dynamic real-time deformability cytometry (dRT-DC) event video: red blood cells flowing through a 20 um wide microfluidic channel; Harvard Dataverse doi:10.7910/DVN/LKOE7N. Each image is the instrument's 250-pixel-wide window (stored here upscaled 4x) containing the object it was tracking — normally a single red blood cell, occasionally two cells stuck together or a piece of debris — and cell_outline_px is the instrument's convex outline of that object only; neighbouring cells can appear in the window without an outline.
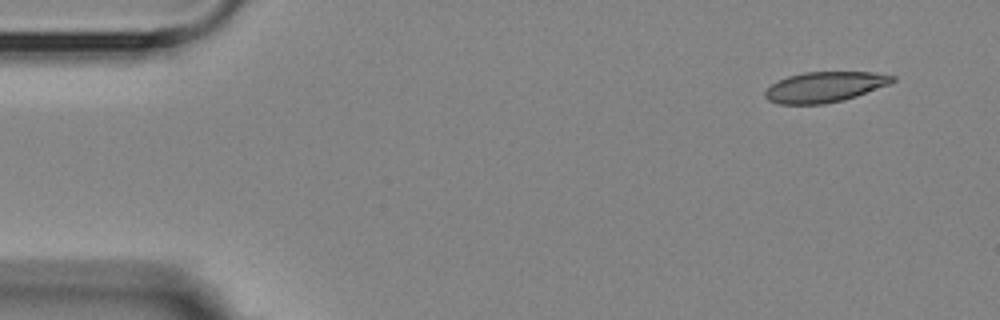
{"species": "Egyptian fruit bat (a non-hibernating species)", "species_latin": "Rousettus aegyptiacus", "temperature_condition": "room temperature", "stored_images_in_passage": 6, "camera_frame_rate_fps": 3000, "um_per_image_px": 0.085, "animal": {"sex": "female"}, "frame": {"image": 1, "passage_image": 1, "time_ms": 0.0, "image_size_px": [1000, 320], "cell_outline_px": [[896, 80], [888, 84], [856, 96], [844, 100], [824, 104], [780, 104], [768, 100], [764, 96], [764, 92], [776, 80], [788, 76], [804, 72], [872, 72], [896, 76]], "centroid_in_image_um": [70.07, 7.39], "position_along_channel_um": 14.9, "area_um2": 22.54}}
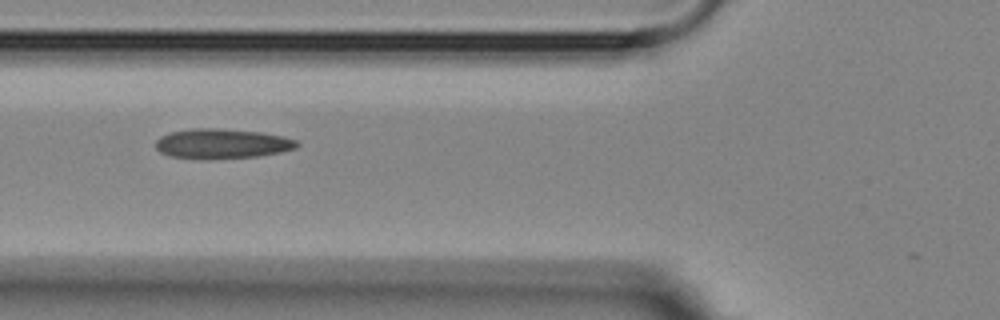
{"frame": {"image": 2, "passage_image": 5, "time_ms": 5.333, "image_size_px": [1000, 320], "cell_outline_px": [[300, 144], [296, 148], [280, 152], [260, 156], [208, 160], [168, 156], [160, 152], [156, 148], [156, 140], [160, 136], [172, 132], [192, 128], [216, 128], [260, 132], [284, 136], [296, 140]], "centroid_in_image_um": [18.86, 12.22], "position_along_channel_um": 106.9, "area_um2": 24.85}}
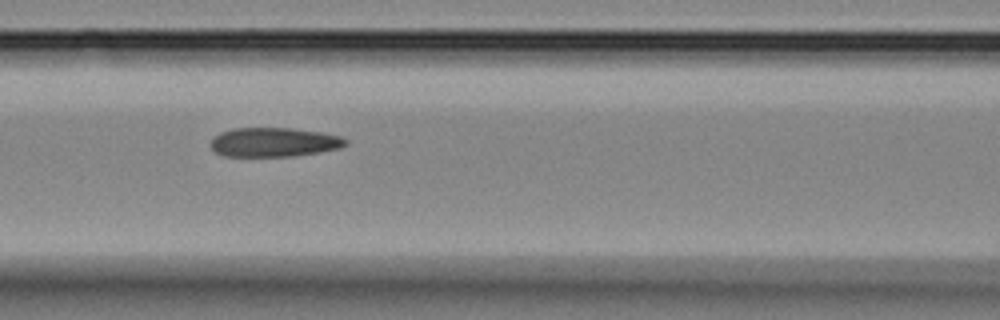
{"frame": {"image": 3, "passage_image": 6, "time_ms": 6.333, "image_size_px": [1000, 320], "cell_outline_px": [[348, 144], [340, 148], [320, 152], [292, 156], [224, 156], [216, 152], [208, 144], [220, 132], [232, 128], [292, 128], [320, 132], [340, 136], [348, 140]], "centroid_in_image_um": [23.29, 12.08], "position_along_channel_um": 143.3, "area_um2": 23.0}}